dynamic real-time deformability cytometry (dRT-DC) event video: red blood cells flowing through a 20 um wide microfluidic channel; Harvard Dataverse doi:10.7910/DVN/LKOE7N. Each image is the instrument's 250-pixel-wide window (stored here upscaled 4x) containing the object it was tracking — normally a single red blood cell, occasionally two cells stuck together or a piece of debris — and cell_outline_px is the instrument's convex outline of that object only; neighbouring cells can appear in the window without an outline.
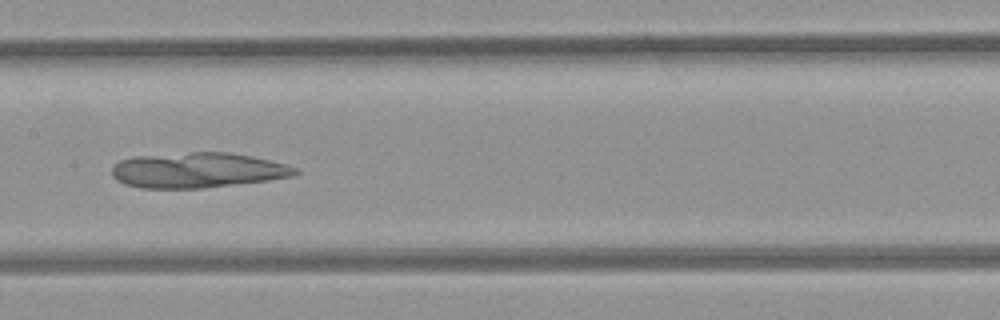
{"species": "common noctule bat (a hibernating species)", "species_latin": "Nyctalus noctula", "temperature_condition": "room temperature", "stored_images_in_passage": 33, "camera_frame_rate_fps": 3000, "um_per_image_px": 0.085, "animal": {"sex": "female", "body_mass_g": 21.9}, "frame": {"image": 1, "passage_image": 17, "time_ms": 5.333, "image_size_px": [1000, 320], "cell_outline_px": [[300, 172], [296, 176], [268, 180], [204, 188], [140, 188], [124, 184], [116, 180], [112, 176], [112, 168], [120, 160], [136, 156], [192, 152], [228, 152], [252, 156], [288, 164], [296, 168]], "centroid_in_image_um": [16.82, 14.47], "position_along_channel_um": 190.6, "area_um2": 37.8}}
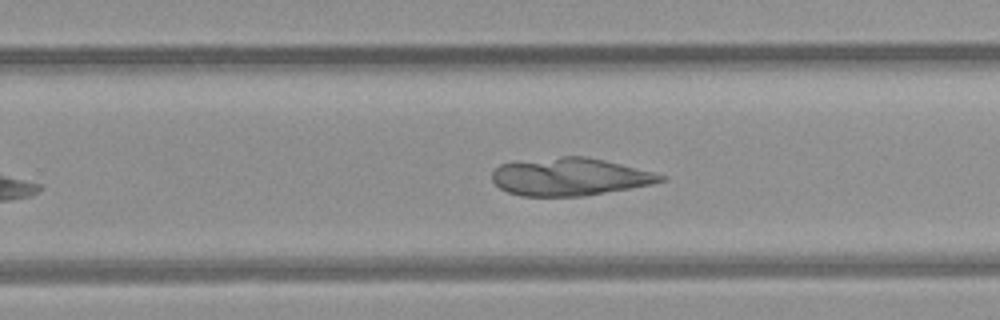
{"frame": {"image": 2, "passage_image": 24, "time_ms": 7.667, "image_size_px": [1000, 320], "cell_outline_px": [[668, 180], [652, 184], [584, 196], [520, 196], [508, 192], [500, 188], [492, 180], [492, 172], [500, 164], [516, 160], [564, 156], [584, 156], [604, 160], [656, 172], [668, 176]], "centroid_in_image_um": [48.44, 15.01], "position_along_channel_um": 281.4, "area_um2": 37.4}}
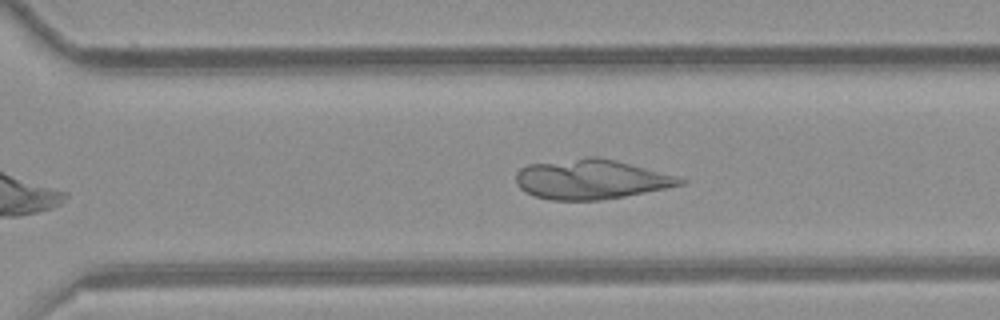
{"frame": {"image": 3, "passage_image": 27, "time_ms": 8.667, "image_size_px": [1000, 320], "cell_outline_px": [[688, 180], [684, 184], [624, 196], [600, 200], [548, 200], [532, 196], [524, 192], [516, 184], [516, 172], [520, 168], [528, 164], [588, 156], [600, 156], [616, 160], [676, 176]], "centroid_in_image_um": [50.17, 15.23], "position_along_channel_um": 320.4, "area_um2": 38.15}}